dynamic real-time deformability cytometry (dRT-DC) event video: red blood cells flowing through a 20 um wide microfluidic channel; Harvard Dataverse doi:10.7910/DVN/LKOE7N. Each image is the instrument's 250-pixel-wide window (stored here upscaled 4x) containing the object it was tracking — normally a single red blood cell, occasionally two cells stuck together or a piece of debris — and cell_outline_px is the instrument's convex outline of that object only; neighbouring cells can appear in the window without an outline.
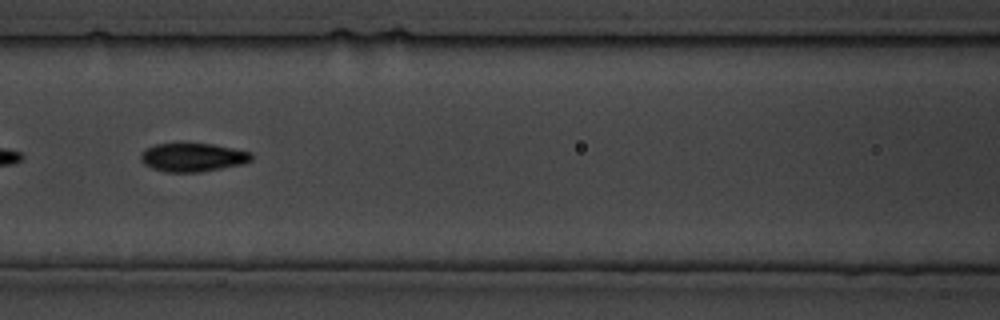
{"species": "common noctule bat (a hibernating species)", "species_latin": "Nyctalus noctula", "temperature_condition": "cold", "stored_images_in_passage": 23, "camera_frame_rate_fps": 3000, "um_per_image_px": 0.085, "animal": {"sex": "male", "body_mass_g": 19.5, "forearm_length_mm": 54.6}, "frame": {"image": 1, "passage_image": 7, "time_ms": 8.0, "image_size_px": [1000, 320], "cell_outline_px": [[252, 160], [244, 164], [200, 172], [168, 172], [152, 168], [144, 164], [140, 160], [140, 152], [156, 144], [176, 140], [184, 140], [212, 144], [252, 152]], "centroid_in_image_um": [16.35, 13.32], "position_along_channel_um": 150.2, "area_um2": 19.25}}